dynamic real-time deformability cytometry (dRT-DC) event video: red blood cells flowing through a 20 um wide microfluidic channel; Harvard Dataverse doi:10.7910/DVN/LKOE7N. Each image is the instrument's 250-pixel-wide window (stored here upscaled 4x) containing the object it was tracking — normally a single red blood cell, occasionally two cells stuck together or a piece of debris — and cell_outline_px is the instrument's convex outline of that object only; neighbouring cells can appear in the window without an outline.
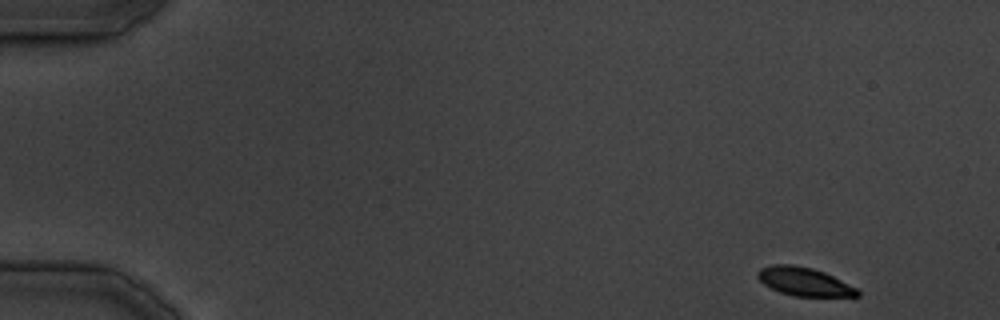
{"species": "common noctule bat (a hibernating species)", "species_latin": "Nyctalus noctula", "temperature_condition": "cold", "stored_images_in_passage": 36, "camera_frame_rate_fps": 3000, "um_per_image_px": 0.085, "animal": {"sex": "male", "body_mass_g": 19.5, "forearm_length_mm": 54.6}, "frame": {"image": 1, "passage_image": 1, "time_ms": 0.0, "image_size_px": [1000, 320], "cell_outline_px": [[860, 296], [792, 296], [780, 292], [764, 284], [756, 276], [756, 272], [760, 268], [772, 264], [792, 264], [812, 268], [824, 272], [856, 288], [860, 292]], "centroid_in_image_um": [68.31, 23.93], "position_along_channel_um": 16.7, "area_um2": 16.42}}
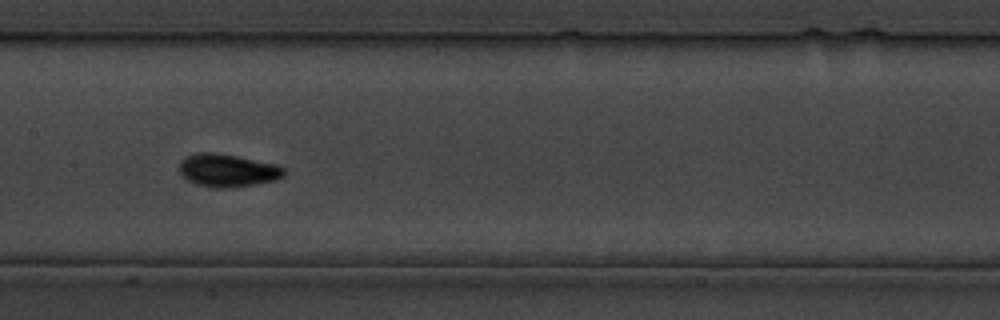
{"frame": {"image": 2, "passage_image": 19, "time_ms": 20.333, "image_size_px": [1000, 320], "cell_outline_px": [[284, 176], [276, 180], [256, 184], [224, 188], [216, 188], [196, 184], [188, 180], [180, 172], [180, 160], [196, 152], [212, 152], [236, 156], [276, 164], [284, 168]], "centroid_in_image_um": [19.35, 14.48], "position_along_channel_um": 188.1, "area_um2": 19.88}}
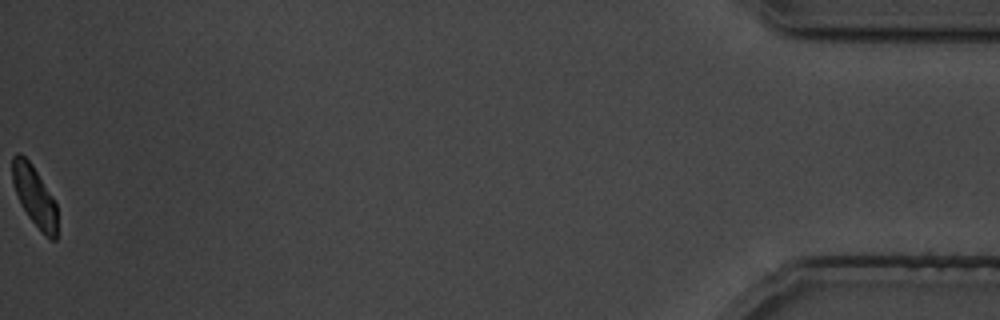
{"frame": {"image": 3, "passage_image": 36, "time_ms": 43.333, "image_size_px": [1000, 320], "cell_outline_px": [[56, 240], [52, 240], [44, 236], [28, 216], [20, 204], [12, 180], [12, 156], [16, 152], [20, 152], [32, 164], [52, 196], [56, 204]], "centroid_in_image_um": [2.91, 16.66], "position_along_channel_um": 432.3, "area_um2": 15.72}}